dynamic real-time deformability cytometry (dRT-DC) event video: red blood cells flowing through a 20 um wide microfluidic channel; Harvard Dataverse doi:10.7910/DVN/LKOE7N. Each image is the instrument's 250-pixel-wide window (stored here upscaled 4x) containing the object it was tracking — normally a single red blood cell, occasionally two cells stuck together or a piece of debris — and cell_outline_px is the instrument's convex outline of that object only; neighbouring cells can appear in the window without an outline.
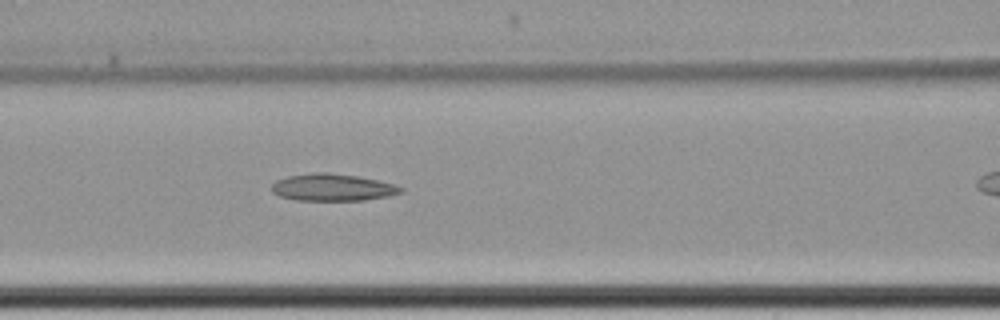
{"species": "common noctule bat (a hibernating species)", "species_latin": "Nyctalus noctula", "temperature_condition": "cold", "stored_images_in_passage": 6, "segment_of_instrument_passage": [1, 2], "camera_frame_rate_fps": 3000, "um_per_image_px": 0.085, "animal": {"sex": "female", "body_mass_g": 22.7, "forearm_length_mm": 54.2}, "frame": {"image": 1, "passage_image": 5, "time_ms": 4.667, "image_size_px": [1000, 320], "cell_outline_px": [[404, 192], [388, 196], [364, 200], [296, 200], [280, 196], [272, 192], [272, 184], [276, 180], [288, 176], [312, 172], [328, 172], [356, 176], [396, 184], [404, 188]], "centroid_in_image_um": [28.28, 15.92], "position_along_channel_um": 138.3, "area_um2": 20.4}}